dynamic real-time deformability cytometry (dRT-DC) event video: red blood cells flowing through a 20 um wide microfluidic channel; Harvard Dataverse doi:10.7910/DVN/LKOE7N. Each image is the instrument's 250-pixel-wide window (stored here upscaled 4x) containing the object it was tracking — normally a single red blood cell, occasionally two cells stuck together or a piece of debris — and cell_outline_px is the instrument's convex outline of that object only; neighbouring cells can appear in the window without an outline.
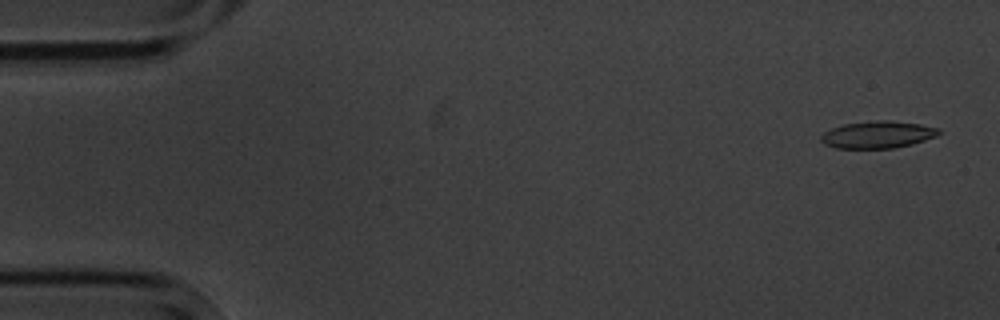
{"species": "common noctule bat (a hibernating species)", "species_latin": "Nyctalus noctula", "temperature_condition": "cold", "stored_images_in_passage": 4, "camera_frame_rate_fps": 3000, "um_per_image_px": 0.085, "animal": {"sex": "male", "body_mass_g": 20.1, "forearm_length_mm": 53.5}, "frame": {"image": 1, "passage_image": 1, "time_ms": 0.0, "image_size_px": [1000, 320], "cell_outline_px": [[940, 132], [936, 136], [912, 144], [896, 148], [836, 148], [824, 144], [820, 140], [820, 136], [824, 132], [832, 128], [844, 124], [876, 120], [888, 120], [920, 124], [940, 128]], "centroid_in_image_um": [74.6, 11.44], "position_along_channel_um": 10.4, "area_um2": 18.61}}
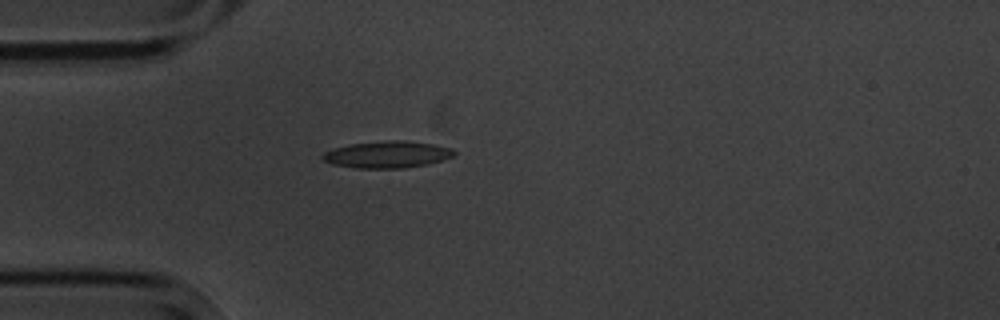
{"frame": {"image": 2, "passage_image": 4, "time_ms": 4.333, "image_size_px": [1000, 320], "cell_outline_px": [[456, 152], [452, 156], [444, 160], [428, 164], [404, 168], [356, 168], [332, 164], [324, 160], [320, 156], [324, 152], [332, 148], [348, 144], [384, 140], [404, 140], [432, 144], [452, 148]], "centroid_in_image_um": [32.9, 13.13], "position_along_channel_um": 52.1, "area_um2": 20.75}}